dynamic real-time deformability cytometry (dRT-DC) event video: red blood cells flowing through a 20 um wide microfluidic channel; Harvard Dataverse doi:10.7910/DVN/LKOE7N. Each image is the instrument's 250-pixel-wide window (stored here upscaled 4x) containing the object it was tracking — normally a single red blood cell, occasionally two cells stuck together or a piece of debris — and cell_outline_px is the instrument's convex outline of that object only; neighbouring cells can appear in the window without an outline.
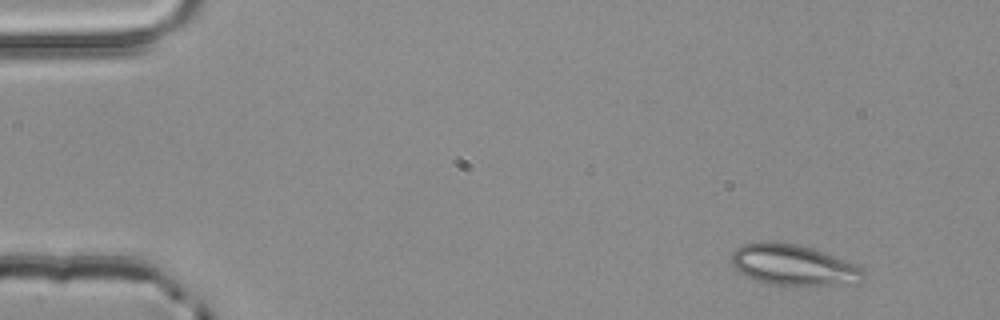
{"species": "common noctule bat (a hibernating species)", "species_latin": "Nyctalus noctula", "temperature_condition": "room temperature", "stored_images_in_passage": 4, "segment_of_instrument_passage": [1, 2], "camera_frame_rate_fps": 3000, "um_per_image_px": 0.085, "animal": {"sex": "male", "body_mass_g": 20.4}, "frame": {"image": 1, "passage_image": 1, "time_ms": 0.0, "image_size_px": [1000, 320], "cell_outline_px": [[864, 276], [832, 288], [764, 284], [748, 276], [736, 268], [732, 264], [732, 252], [736, 248], [744, 244], [764, 240], [796, 244], [812, 248], [824, 252], [852, 264], [860, 268], [864, 272]], "centroid_in_image_um": [67.39, 22.55], "position_along_channel_um": 17.6, "area_um2": 31.5}}